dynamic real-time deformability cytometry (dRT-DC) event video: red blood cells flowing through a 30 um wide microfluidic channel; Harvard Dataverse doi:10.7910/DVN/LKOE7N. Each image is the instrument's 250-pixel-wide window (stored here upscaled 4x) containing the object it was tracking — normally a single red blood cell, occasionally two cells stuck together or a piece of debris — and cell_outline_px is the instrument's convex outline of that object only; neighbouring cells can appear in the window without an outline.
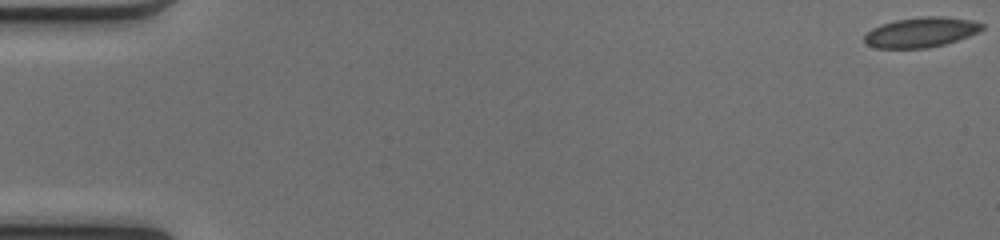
{"species": "common noctule bat (a hibernating species)", "species_latin": "Nyctalus noctula", "temperature_condition": "cold", "stored_images_in_passage": 48, "segment_of_instrument_passage": [1, 2], "camera_frame_rate_fps": 3000, "um_per_image_px": 0.085, "animal": {"sex": "female", "body_mass_g": 17.0, "forearm_length_mm": 48.0}, "frame": {"image": 1, "passage_image": 1, "time_ms": 0.0, "image_size_px": [1000, 240], "cell_outline_px": [[984, 28], [980, 32], [944, 44], [928, 48], [876, 48], [868, 44], [864, 40], [864, 36], [872, 28], [880, 24], [896, 20], [924, 16], [944, 16], [972, 20], [984, 24]], "centroid_in_image_um": [78.31, 2.73], "position_along_channel_um": 6.7, "area_um2": 20.58}}
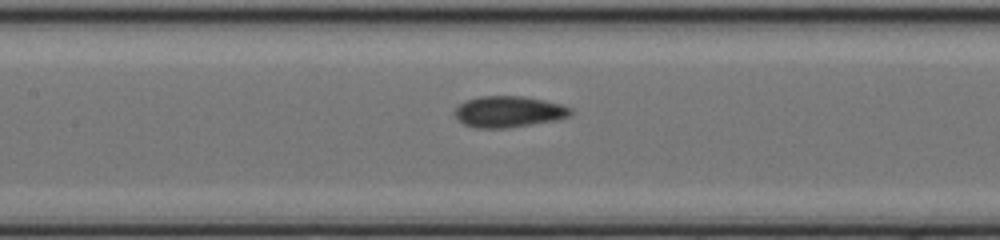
{"frame": {"image": 2, "passage_image": 25, "time_ms": 8.0, "image_size_px": [1000, 240], "cell_outline_px": [[572, 112], [568, 116], [556, 120], [508, 128], [476, 128], [464, 124], [452, 112], [460, 104], [468, 100], [480, 96], [524, 96], [544, 100], [560, 104], [572, 108]], "centroid_in_image_um": [43.23, 9.49], "position_along_channel_um": 164.2, "area_um2": 20.98}}
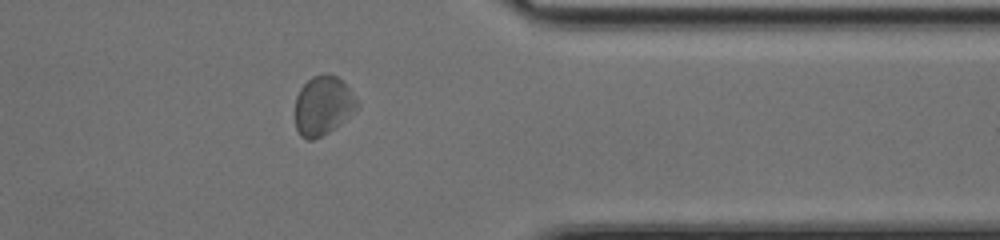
{"frame": {"image": 3, "passage_image": 42, "time_ms": 13.667, "image_size_px": [1000, 240], "cell_outline_px": [[360, 104], [340, 124], [328, 132], [312, 140], [308, 140], [300, 136], [296, 128], [296, 96], [300, 88], [312, 76], [336, 76], [344, 80]], "centroid_in_image_um": [27.45, 8.98], "position_along_channel_um": 383.9, "area_um2": 21.04}}